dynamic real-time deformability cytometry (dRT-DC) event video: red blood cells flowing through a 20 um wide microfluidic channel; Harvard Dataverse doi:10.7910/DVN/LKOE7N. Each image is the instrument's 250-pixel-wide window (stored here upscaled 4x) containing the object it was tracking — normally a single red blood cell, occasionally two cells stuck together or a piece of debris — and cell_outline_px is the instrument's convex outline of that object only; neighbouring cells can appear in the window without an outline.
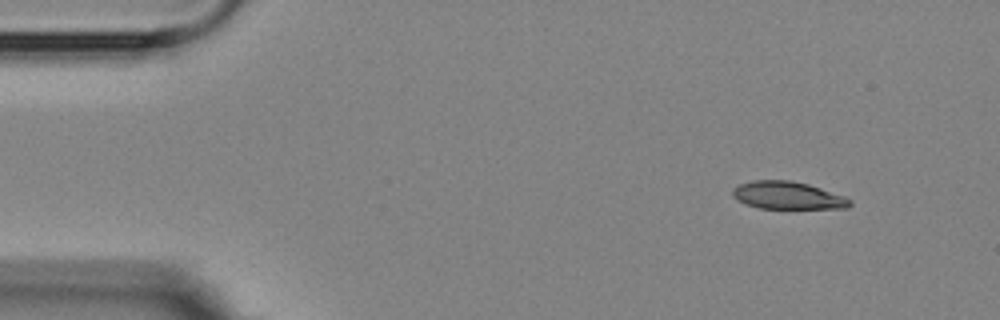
{"species": "Egyptian fruit bat (a non-hibernating species)", "species_latin": "Rousettus aegyptiacus", "temperature_condition": "room temperature", "stored_images_in_passage": 4, "camera_frame_rate_fps": 3000, "um_per_image_px": 0.085, "animal": {"sex": "female"}, "frame": {"image": 1, "passage_image": 1, "time_ms": 0.0, "image_size_px": [1000, 320], "cell_outline_px": [[852, 204], [848, 208], [760, 208], [744, 204], [736, 200], [732, 196], [732, 188], [740, 184], [752, 180], [792, 180], [808, 184], [844, 196], [852, 200]], "centroid_in_image_um": [66.92, 16.61], "position_along_channel_um": 18.1, "area_um2": 18.96}}
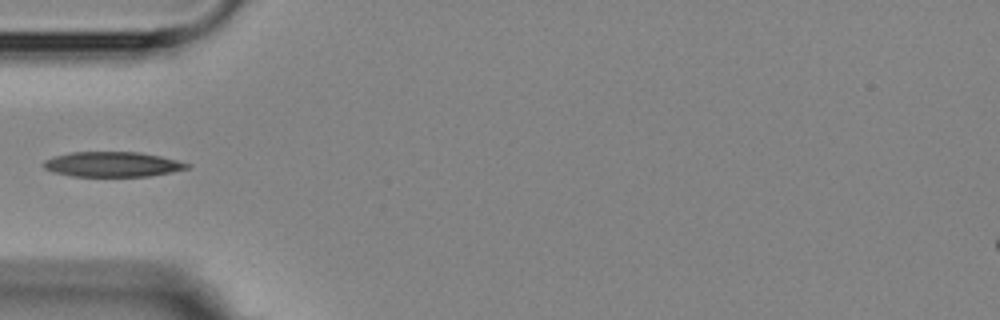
{"frame": {"image": 2, "passage_image": 4, "time_ms": 4.0, "image_size_px": [1000, 320], "cell_outline_px": [[192, 164], [188, 168], [172, 172], [148, 176], [72, 176], [56, 172], [44, 168], [40, 164], [44, 160], [52, 156], [72, 152], [140, 152], [160, 156]], "centroid_in_image_um": [9.54, 13.96], "position_along_channel_um": 75.5, "area_um2": 20.92}}